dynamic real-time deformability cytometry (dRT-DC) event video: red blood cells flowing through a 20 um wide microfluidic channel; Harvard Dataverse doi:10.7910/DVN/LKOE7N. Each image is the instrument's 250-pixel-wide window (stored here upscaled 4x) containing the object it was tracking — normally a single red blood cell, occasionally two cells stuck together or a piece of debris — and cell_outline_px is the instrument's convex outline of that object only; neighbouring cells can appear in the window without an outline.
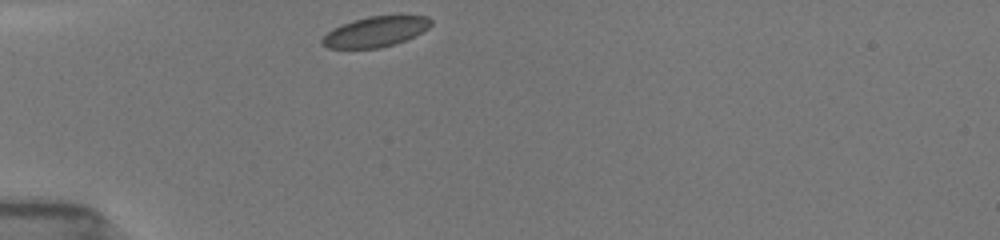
{"species": "common noctule bat (a hibernating species)", "species_latin": "Nyctalus noctula", "temperature_condition": "room temperature", "stored_images_in_passage": 27, "camera_frame_rate_fps": 3000, "um_per_image_px": 0.085, "animal": {"sex": "female", "body_mass_g": 19.5, "forearm_length_mm": 54.1}, "frame": {"image": 1, "passage_image": 1, "time_ms": 0.0, "image_size_px": [1000, 240], "cell_outline_px": [[432, 24], [428, 28], [396, 44], [380, 48], [328, 48], [320, 44], [320, 40], [332, 28], [352, 20], [368, 16], [400, 12], [428, 16], [432, 20]], "centroid_in_image_um": [31.96, 2.63], "position_along_channel_um": 53.0, "area_um2": 20.0}}
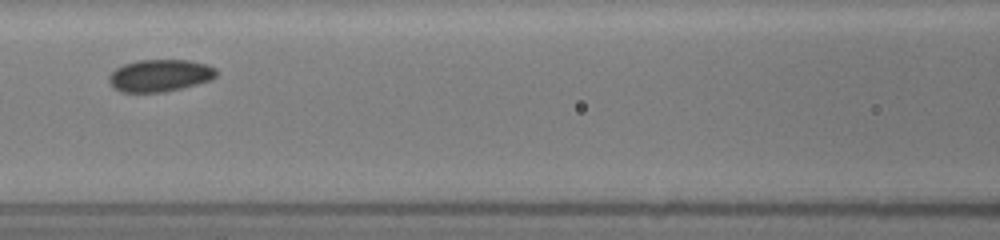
{"frame": {"image": 2, "passage_image": 11, "time_ms": 3.0, "image_size_px": [1000, 240], "cell_outline_px": [[220, 72], [212, 80], [164, 92], [120, 92], [108, 80], [108, 76], [116, 68], [124, 64], [136, 60], [188, 60], [208, 64], [216, 68]], "centroid_in_image_um": [13.63, 6.41], "position_along_channel_um": 153.0, "area_um2": 20.23}}
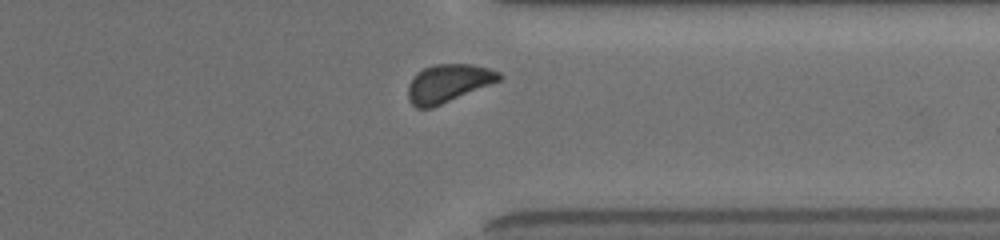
{"frame": {"image": 3, "passage_image": 24, "time_ms": 8.667, "image_size_px": [1000, 240], "cell_outline_px": [[504, 76], [500, 80], [432, 108], [416, 108], [408, 100], [408, 84], [416, 72], [424, 68], [436, 64], [472, 64], [488, 68], [500, 72]], "centroid_in_image_um": [38.08, 7.07], "position_along_channel_um": 373.3, "area_um2": 20.17}, "authors_computed_cell_mechanics": {"area_um2": 20.1144, "velocity_mm_per_s": 3.911, "shape_relaxation_time_tau1_ms": 1.6878, "shape_relaxation_time_tau2_ms": null, "deformation_change_tau1": 0.0474, "deformation_change_tau2": null}}